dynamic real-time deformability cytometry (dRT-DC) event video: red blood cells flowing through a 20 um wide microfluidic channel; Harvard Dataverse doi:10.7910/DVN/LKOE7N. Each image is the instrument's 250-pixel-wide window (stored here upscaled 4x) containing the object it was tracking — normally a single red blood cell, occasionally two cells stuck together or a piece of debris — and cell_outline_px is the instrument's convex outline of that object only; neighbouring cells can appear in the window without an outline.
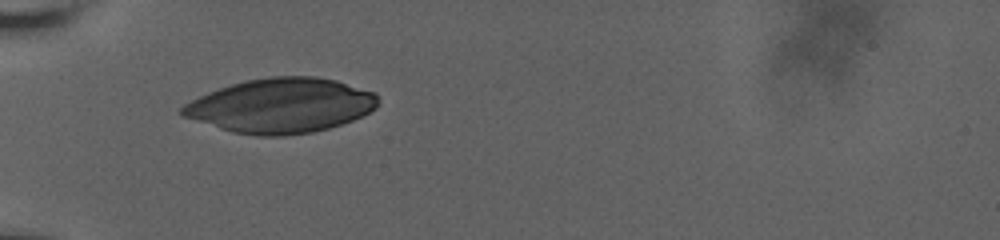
{"species": "human", "species_latin": "Homo sapiens", "temperature_condition": "room temperature", "stored_images_in_passage": 2, "camera_frame_rate_fps": 3000, "um_per_image_px": 0.085, "donor": {"sex": "male"}, "frame": {"image": 1, "passage_image": 1, "time_ms": 0.0, "image_size_px": [1000, 240], "cell_outline_px": [[380, 104], [376, 108], [352, 120], [328, 128], [312, 132], [284, 136], [260, 136], [236, 132], [220, 128], [180, 116], [180, 108], [184, 104], [208, 92], [244, 80], [272, 76], [316, 76], [336, 80], [376, 92], [380, 100]], "centroid_in_image_um": [23.91, 8.96], "position_along_channel_um": 61.1, "area_um2": 62.31}}